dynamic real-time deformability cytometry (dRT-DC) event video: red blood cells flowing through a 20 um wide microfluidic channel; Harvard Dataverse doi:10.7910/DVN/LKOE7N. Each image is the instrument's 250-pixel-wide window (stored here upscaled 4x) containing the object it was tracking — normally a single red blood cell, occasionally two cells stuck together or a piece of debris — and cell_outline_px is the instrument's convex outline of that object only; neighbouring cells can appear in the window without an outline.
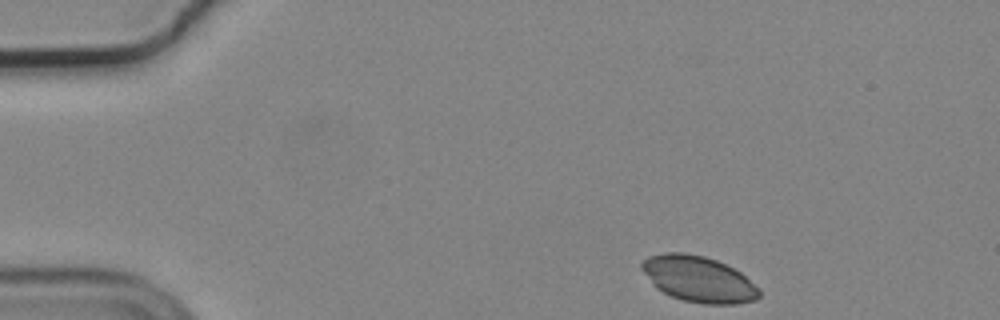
{"species": "common noctule bat (a hibernating species)", "species_latin": "Nyctalus noctula", "temperature_condition": "cold", "stored_images_in_passage": 44, "camera_frame_rate_fps": 3000, "um_per_image_px": 0.085, "animal": {"sex": "male", "body_mass_g": 19.2, "forearm_length_mm": 51.8}, "frame": {"image": 1, "passage_image": 1, "time_ms": 0.0, "image_size_px": [1000, 320], "cell_outline_px": [[760, 296], [756, 300], [736, 304], [704, 304], [684, 300], [672, 296], [656, 288], [652, 284], [640, 268], [640, 264], [648, 256], [664, 252], [684, 252], [704, 256], [716, 260], [740, 272], [760, 288]], "centroid_in_image_um": [59.37, 23.72], "position_along_channel_um": 25.6, "area_um2": 31.5}}